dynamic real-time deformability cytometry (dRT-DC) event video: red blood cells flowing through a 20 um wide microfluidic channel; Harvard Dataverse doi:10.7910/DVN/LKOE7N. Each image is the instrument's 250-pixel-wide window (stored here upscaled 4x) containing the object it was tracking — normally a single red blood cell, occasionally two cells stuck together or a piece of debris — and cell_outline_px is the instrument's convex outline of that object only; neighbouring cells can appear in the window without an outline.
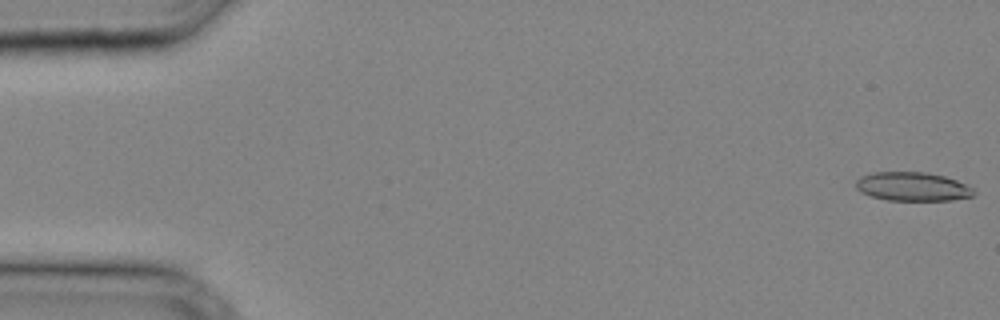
{"species": "common noctule bat (a hibernating species)", "species_latin": "Nyctalus noctula", "temperature_condition": "cold", "stored_images_in_passage": 34, "camera_frame_rate_fps": 3000, "um_per_image_px": 0.085, "animal": {"sex": "male", "body_mass_g": 20.4}, "frame": {"image": 1, "passage_image": 1, "time_ms": 0.0, "image_size_px": [1000, 320], "cell_outline_px": [[976, 192], [972, 196], [952, 200], [888, 200], [872, 196], [860, 192], [856, 188], [856, 180], [860, 176], [872, 172], [924, 172], [944, 176], [968, 184]], "centroid_in_image_um": [77.56, 15.85], "position_along_channel_um": 7.4, "area_um2": 19.83}}
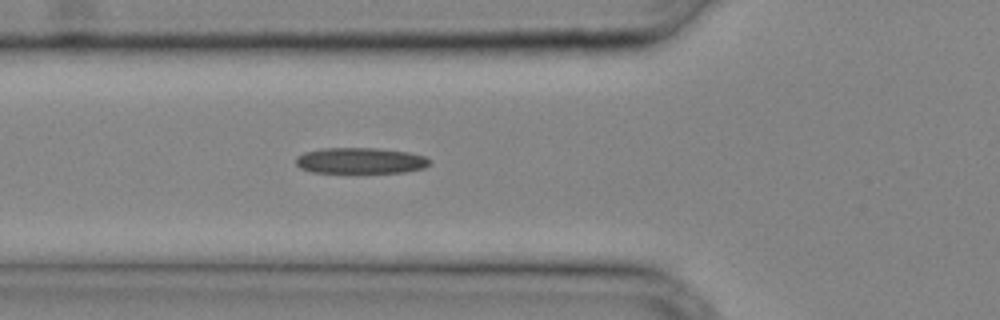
{"frame": {"image": 2, "passage_image": 13, "time_ms": 4.0, "image_size_px": [1000, 320], "cell_outline_px": [[432, 160], [424, 168], [404, 172], [312, 172], [300, 168], [296, 164], [296, 156], [304, 152], [320, 148], [380, 148], [408, 152], [428, 156]], "centroid_in_image_um": [30.65, 13.64], "position_along_channel_um": 95.1, "area_um2": 20.35}}
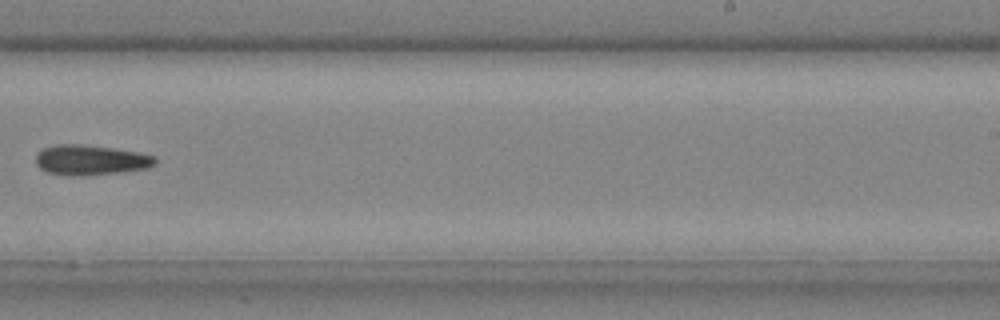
{"frame": {"image": 3, "passage_image": 23, "time_ms": 7.333, "image_size_px": [1000, 320], "cell_outline_px": [[156, 164], [148, 168], [120, 172], [80, 176], [72, 176], [48, 172], [40, 168], [36, 164], [36, 152], [44, 148], [56, 144], [80, 144], [112, 148], [136, 152], [156, 156]], "centroid_in_image_um": [7.69, 13.6], "position_along_channel_um": 281.3, "area_um2": 20.92}}